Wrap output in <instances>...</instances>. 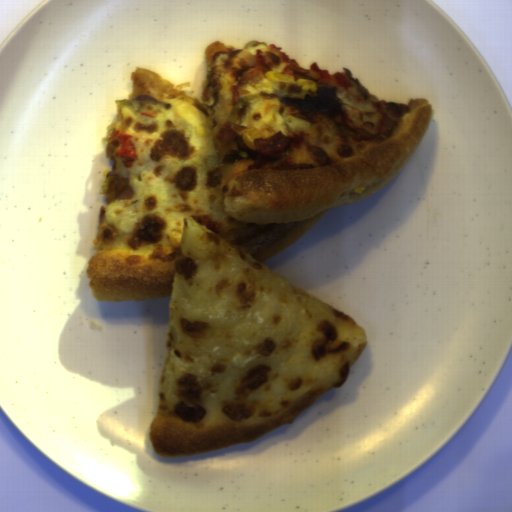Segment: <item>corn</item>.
<instances>
[{"mask_svg": "<svg viewBox=\"0 0 512 512\" xmlns=\"http://www.w3.org/2000/svg\"><path fill=\"white\" fill-rule=\"evenodd\" d=\"M108 173H111V172L108 170H103V181H102V185H101V188L99 191V194H101V195H107L109 184H110L111 180L113 179L112 176H107Z\"/></svg>", "mask_w": 512, "mask_h": 512, "instance_id": "obj_1", "label": "corn"}]
</instances>
